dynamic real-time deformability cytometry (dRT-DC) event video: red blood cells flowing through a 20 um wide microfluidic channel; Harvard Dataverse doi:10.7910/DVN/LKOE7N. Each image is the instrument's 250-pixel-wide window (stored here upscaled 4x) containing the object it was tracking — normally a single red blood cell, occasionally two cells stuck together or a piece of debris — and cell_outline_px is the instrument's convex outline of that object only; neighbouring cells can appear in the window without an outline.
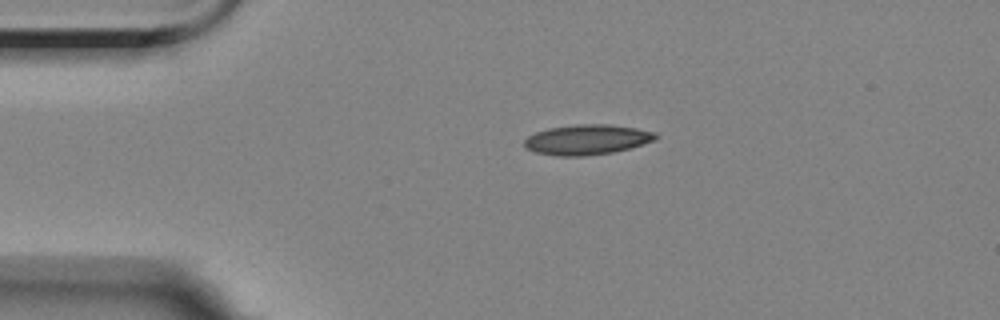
{"species": "Egyptian fruit bat (a non-hibernating species)", "species_latin": "Rousettus aegyptiacus", "temperature_condition": "room temperature", "stored_images_in_passage": 3, "camera_frame_rate_fps": 3000, "um_per_image_px": 0.085, "animal": {"sex": "female"}, "frame": {"image": 1, "passage_image": 1, "time_ms": 0.0, "image_size_px": [1000, 320], "cell_outline_px": [[660, 136], [652, 140], [628, 148], [612, 152], [584, 156], [556, 156], [536, 152], [528, 148], [524, 144], [524, 140], [528, 136], [536, 132], [548, 128], [580, 124], [608, 124], [636, 128], [656, 132]], "centroid_in_image_um": [49.88, 11.86], "position_along_channel_um": 35.1, "area_um2": 22.77}}
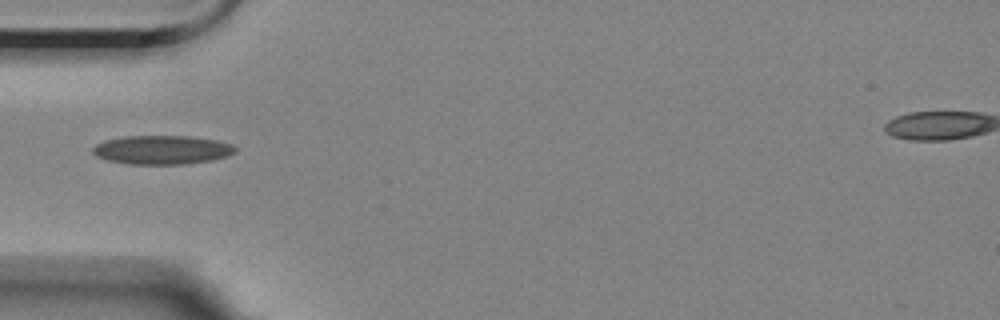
{"frame": {"image": 2, "passage_image": 3, "time_ms": 2.0, "image_size_px": [1000, 320], "cell_outline_px": [[236, 152], [228, 156], [212, 160], [188, 164], [128, 164], [108, 160], [96, 156], [92, 152], [92, 148], [96, 144], [104, 140], [124, 136], [192, 136], [216, 140], [232, 144], [236, 148]], "centroid_in_image_um": [13.78, 12.73], "position_along_channel_um": 71.2, "area_um2": 24.16}}